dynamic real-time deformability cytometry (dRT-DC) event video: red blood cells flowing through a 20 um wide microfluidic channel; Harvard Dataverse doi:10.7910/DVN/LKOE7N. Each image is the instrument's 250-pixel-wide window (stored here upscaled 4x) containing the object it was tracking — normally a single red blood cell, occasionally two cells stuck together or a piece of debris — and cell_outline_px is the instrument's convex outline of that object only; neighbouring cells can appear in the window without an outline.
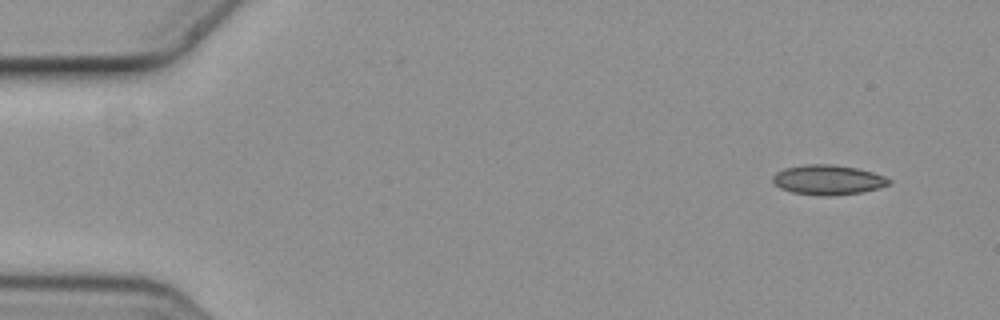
{"species": "common noctule bat (a hibernating species)", "species_latin": "Nyctalus noctula", "temperature_condition": "cold", "stored_images_in_passage": 4, "camera_frame_rate_fps": 3000, "um_per_image_px": 0.085, "animal": {"sex": "female", "body_mass_g": 19.3, "forearm_length_mm": 54.1}, "frame": {"image": 1, "passage_image": 1, "time_ms": 0.0, "image_size_px": [1000, 320], "cell_outline_px": [[892, 180], [888, 184], [876, 188], [860, 192], [828, 196], [820, 196], [792, 192], [780, 188], [772, 180], [772, 176], [776, 172], [784, 168], [804, 164], [832, 164], [856, 168], [872, 172], [884, 176]], "centroid_in_image_um": [70.33, 15.28], "position_along_channel_um": 14.7, "area_um2": 20.06}}
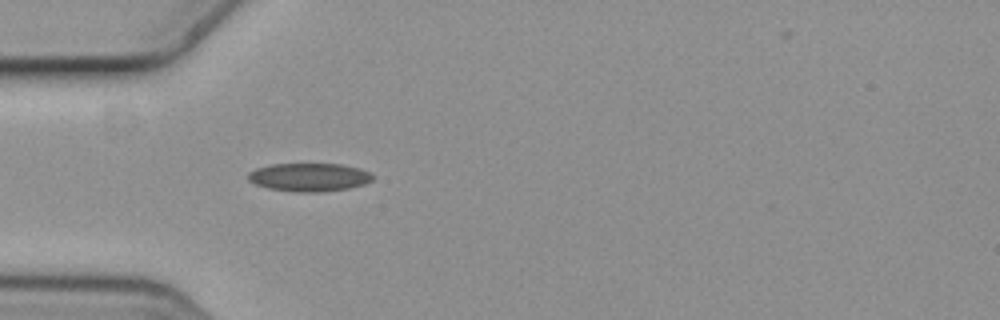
{"frame": {"image": 2, "passage_image": 4, "time_ms": 1.0, "image_size_px": [1000, 320], "cell_outline_px": [[372, 180], [364, 184], [348, 188], [316, 192], [296, 192], [268, 188], [256, 184], [248, 180], [248, 172], [256, 168], [272, 164], [340, 164], [360, 168], [372, 172]], "centroid_in_image_um": [26.28, 15.05], "position_along_channel_um": 58.7, "area_um2": 20.46}}